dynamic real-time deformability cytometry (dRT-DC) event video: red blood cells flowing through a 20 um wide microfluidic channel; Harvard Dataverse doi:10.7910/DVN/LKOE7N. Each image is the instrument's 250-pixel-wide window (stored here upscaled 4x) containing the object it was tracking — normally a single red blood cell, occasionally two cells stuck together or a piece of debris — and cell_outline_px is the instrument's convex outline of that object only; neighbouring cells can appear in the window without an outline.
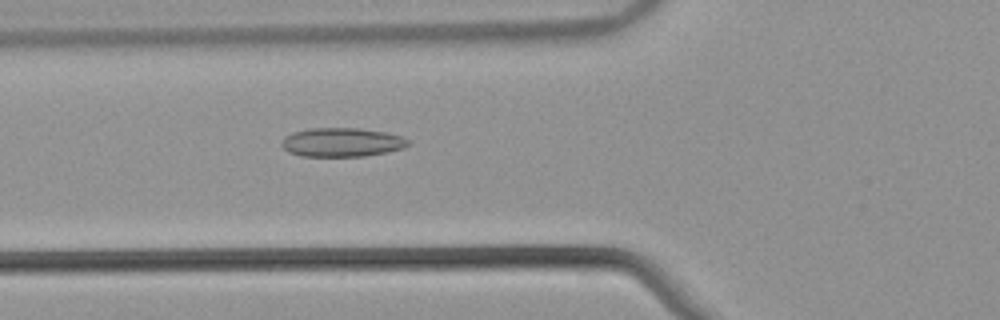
{"species": "common noctule bat (a hibernating species)", "species_latin": "Nyctalus noctula", "temperature_condition": "warm", "stored_images_in_passage": 42, "camera_frame_rate_fps": 3000, "um_per_image_px": 0.085, "animal": {"sex": "male", "body_mass_g": 21.5, "forearm_length_mm": 52.0}, "frame": {"image": 1, "passage_image": 9, "time_ms": 2.667, "image_size_px": [1000, 320], "cell_outline_px": [[412, 144], [404, 148], [388, 152], [364, 156], [304, 156], [288, 152], [280, 144], [284, 136], [292, 132], [312, 128], [360, 128], [384, 132], [400, 136], [412, 140]], "centroid_in_image_um": [29.09, 12.09], "position_along_channel_um": 96.7, "area_um2": 21.5}}
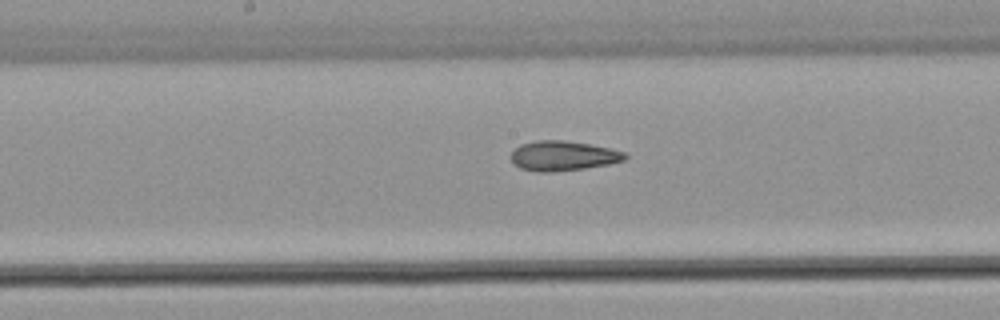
{"frame": {"image": 2, "passage_image": 17, "time_ms": 5.333, "image_size_px": [1000, 320], "cell_outline_px": [[628, 156], [624, 160], [608, 164], [584, 168], [552, 172], [540, 172], [520, 168], [512, 160], [512, 152], [520, 144], [536, 140], [564, 140], [588, 144], [608, 148], [624, 152]], "centroid_in_image_um": [47.85, 13.24], "position_along_channel_um": 200.4, "area_um2": 19.54}}
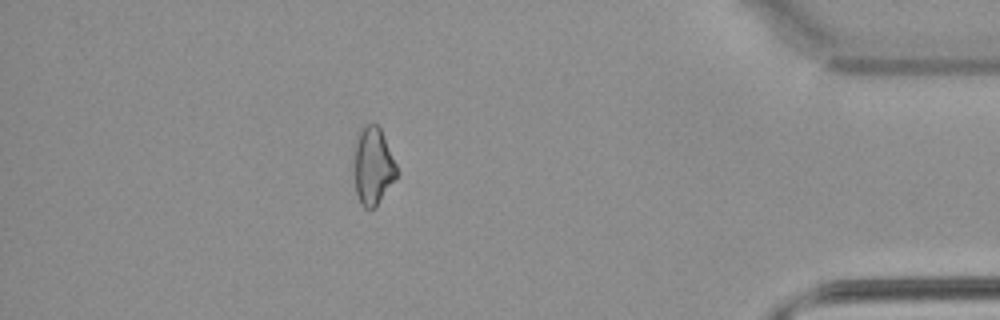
{"frame": {"image": 3, "passage_image": 36, "time_ms": 11.667, "image_size_px": [1000, 320], "cell_outline_px": [[400, 172], [376, 204], [372, 208], [364, 208], [360, 204], [356, 192], [356, 140], [360, 128], [368, 124], [376, 124], [380, 128], [384, 136]], "centroid_in_image_um": [31.74, 14.09], "position_along_channel_um": 403.5, "area_um2": 18.67}, "authors_computed_cell_mechanics": {"area_um2": 19.5075, "velocity_mm_per_s": 3.8702, "shape_relaxation_time_tau1_ms": null, "shape_relaxation_time_tau2_ms": 4.6341, "deformation_change_tau1": null, "deformation_change_tau2": 0.1302}}